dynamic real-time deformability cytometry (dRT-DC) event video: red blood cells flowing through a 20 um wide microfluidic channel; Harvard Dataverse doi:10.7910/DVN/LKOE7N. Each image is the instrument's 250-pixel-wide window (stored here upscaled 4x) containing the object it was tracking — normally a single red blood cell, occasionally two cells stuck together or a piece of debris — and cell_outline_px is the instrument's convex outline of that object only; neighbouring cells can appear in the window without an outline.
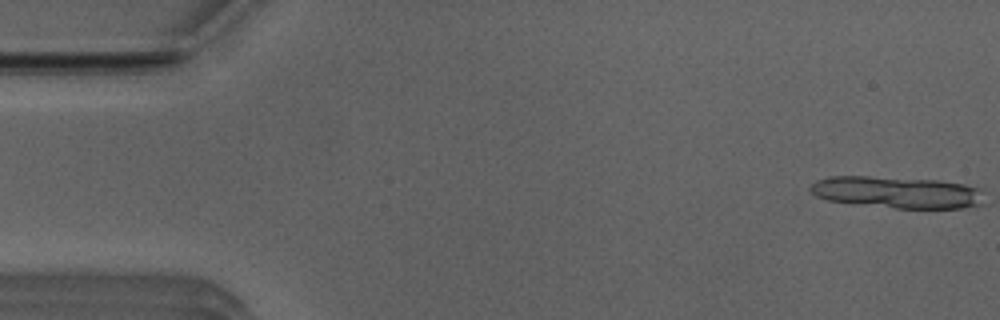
{"species": "Egyptian fruit bat (a non-hibernating species)", "species_latin": "Rousettus aegyptiacus", "temperature_condition": "room temperature", "stored_images_in_passage": 11, "camera_frame_rate_fps": 3000, "um_per_image_px": 0.085, "animal": {"sex": "male"}, "frame": {"image": 1, "passage_image": 1, "time_ms": 0.0, "image_size_px": [1000, 320], "cell_outline_px": [[984, 204], [976, 208], [896, 208], [828, 200], [816, 196], [808, 188], [816, 180], [832, 176], [868, 176], [940, 180], [964, 184], [980, 188]], "centroid_in_image_um": [76.32, 16.34], "position_along_channel_um": 8.7, "area_um2": 32.31}}